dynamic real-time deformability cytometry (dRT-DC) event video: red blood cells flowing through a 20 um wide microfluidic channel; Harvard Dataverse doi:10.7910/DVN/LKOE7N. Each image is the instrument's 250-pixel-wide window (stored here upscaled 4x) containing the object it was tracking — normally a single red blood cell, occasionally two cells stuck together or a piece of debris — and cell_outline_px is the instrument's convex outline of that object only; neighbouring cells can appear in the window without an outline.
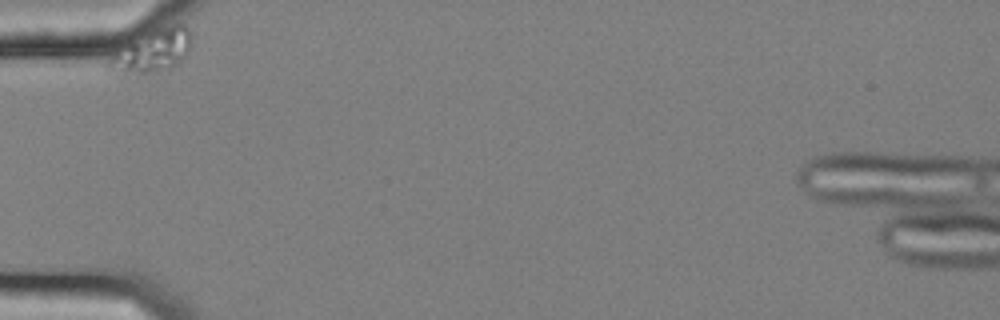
{"species": "common noctule bat (a hibernating species)", "species_latin": "Nyctalus noctula", "temperature_condition": "cold", "stored_images_in_passage": 30, "camera_frame_rate_fps": 3000, "um_per_image_px": 0.085, "animal": {"sex": "female", "body_mass_g": 25.1}, "frame": {"image": 1, "passage_image": 1, "time_ms": 0.0, "image_size_px": [1000, 320], "cell_outline_px": [[192, 48], [188, 56], [180, 64], [172, 68], [156, 72], [124, 72], [112, 60], [112, 56], [128, 36], [152, 28], [172, 24], [184, 24], [188, 28], [192, 36]], "centroid_in_image_um": [13.14, 4.19], "position_along_channel_um": 71.9, "area_um2": 20.87}}